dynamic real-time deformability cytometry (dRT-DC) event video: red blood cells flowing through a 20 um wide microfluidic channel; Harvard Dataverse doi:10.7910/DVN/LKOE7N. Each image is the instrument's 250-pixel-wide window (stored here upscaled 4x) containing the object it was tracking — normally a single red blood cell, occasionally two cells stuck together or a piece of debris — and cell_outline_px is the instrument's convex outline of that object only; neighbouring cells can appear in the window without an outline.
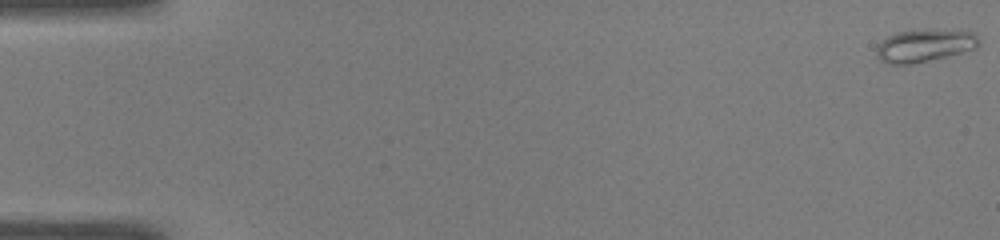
{"species": "common noctule bat (a hibernating species)", "species_latin": "Nyctalus noctula", "temperature_condition": "warm", "stored_images_in_passage": 51, "camera_frame_rate_fps": 3000, "um_per_image_px": 0.085, "animal": {"sex": "male", "body_mass_g": 19.0, "forearm_length_mm": 50.8}, "frame": {"image": 1, "passage_image": 1, "time_ms": 0.0, "image_size_px": [1000, 240], "cell_outline_px": [[980, 44], [976, 48], [928, 60], [908, 64], [888, 64], [880, 60], [876, 56], [876, 48], [888, 36], [896, 32], [912, 28], [960, 28], [976, 32], [980, 40]], "centroid_in_image_um": [78.65, 3.79], "position_along_channel_um": 6.4, "area_um2": 20.23}}
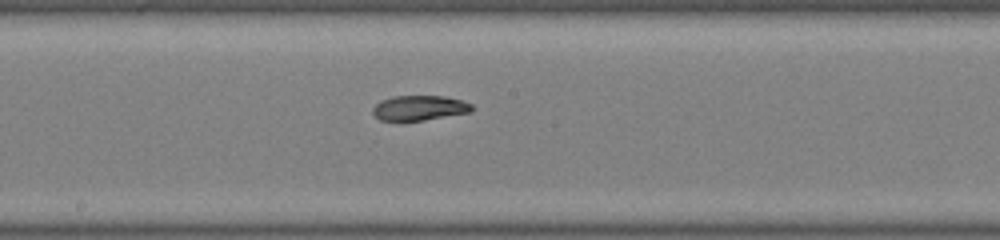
{"frame": {"image": 2, "passage_image": 28, "time_ms": 9.0, "image_size_px": [1000, 240], "cell_outline_px": [[476, 108], [472, 112], [400, 124], [380, 120], [372, 112], [372, 108], [380, 100], [392, 96], [444, 96], [460, 100], [472, 104]], "centroid_in_image_um": [35.61, 9.21], "position_along_channel_um": 212.6, "area_um2": 15.09}}
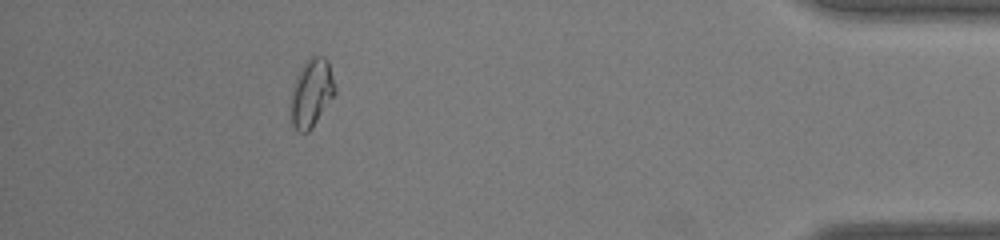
{"frame": {"image": 3, "passage_image": 46, "time_ms": 15.0, "image_size_px": [1000, 240], "cell_outline_px": [[336, 92], [312, 128], [308, 132], [300, 132], [292, 124], [292, 88], [296, 76], [304, 60], [312, 56], [324, 56], [328, 60], [336, 84]], "centroid_in_image_um": [26.51, 7.84], "position_along_channel_um": 408.7, "area_um2": 17.51}, "authors_computed_cell_mechanics": {"area_um2": 16.5886, "velocity_mm_per_s": 4.0895, "shape_relaxation_time_tau1_ms": 10.7433, "shape_relaxation_time_tau2_ms": 2.7329, "deformation_change_tau1": 0.3369, "deformation_change_tau2": 0.0611}}